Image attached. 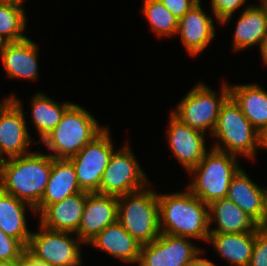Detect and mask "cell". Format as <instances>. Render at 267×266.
<instances>
[{
	"instance_id": "cell-1",
	"label": "cell",
	"mask_w": 267,
	"mask_h": 266,
	"mask_svg": "<svg viewBox=\"0 0 267 266\" xmlns=\"http://www.w3.org/2000/svg\"><path fill=\"white\" fill-rule=\"evenodd\" d=\"M185 189L183 192L158 194L160 231L207 242L210 234L209 205Z\"/></svg>"
},
{
	"instance_id": "cell-2",
	"label": "cell",
	"mask_w": 267,
	"mask_h": 266,
	"mask_svg": "<svg viewBox=\"0 0 267 266\" xmlns=\"http://www.w3.org/2000/svg\"><path fill=\"white\" fill-rule=\"evenodd\" d=\"M53 157L39 151L4 160L0 189L31 205H39L51 173Z\"/></svg>"
},
{
	"instance_id": "cell-3",
	"label": "cell",
	"mask_w": 267,
	"mask_h": 266,
	"mask_svg": "<svg viewBox=\"0 0 267 266\" xmlns=\"http://www.w3.org/2000/svg\"><path fill=\"white\" fill-rule=\"evenodd\" d=\"M212 138L215 150L255 159L258 148L265 150V138L245 117L239 105L229 96L221 106ZM223 145V146H222Z\"/></svg>"
},
{
	"instance_id": "cell-4",
	"label": "cell",
	"mask_w": 267,
	"mask_h": 266,
	"mask_svg": "<svg viewBox=\"0 0 267 266\" xmlns=\"http://www.w3.org/2000/svg\"><path fill=\"white\" fill-rule=\"evenodd\" d=\"M98 122L88 110L73 103L41 143L51 151V157L69 159L106 128Z\"/></svg>"
},
{
	"instance_id": "cell-5",
	"label": "cell",
	"mask_w": 267,
	"mask_h": 266,
	"mask_svg": "<svg viewBox=\"0 0 267 266\" xmlns=\"http://www.w3.org/2000/svg\"><path fill=\"white\" fill-rule=\"evenodd\" d=\"M237 158L236 155L210 148L188 172L192 180L186 188L207 205L226 198L231 179L242 167Z\"/></svg>"
},
{
	"instance_id": "cell-6",
	"label": "cell",
	"mask_w": 267,
	"mask_h": 266,
	"mask_svg": "<svg viewBox=\"0 0 267 266\" xmlns=\"http://www.w3.org/2000/svg\"><path fill=\"white\" fill-rule=\"evenodd\" d=\"M118 222L141 245L152 243L161 234L158 193L146 186L119 196Z\"/></svg>"
},
{
	"instance_id": "cell-7",
	"label": "cell",
	"mask_w": 267,
	"mask_h": 266,
	"mask_svg": "<svg viewBox=\"0 0 267 266\" xmlns=\"http://www.w3.org/2000/svg\"><path fill=\"white\" fill-rule=\"evenodd\" d=\"M230 96L229 83L222 81L220 92L199 82L188 91L171 112L184 124L204 133L213 134L218 122L221 106Z\"/></svg>"
},
{
	"instance_id": "cell-8",
	"label": "cell",
	"mask_w": 267,
	"mask_h": 266,
	"mask_svg": "<svg viewBox=\"0 0 267 266\" xmlns=\"http://www.w3.org/2000/svg\"><path fill=\"white\" fill-rule=\"evenodd\" d=\"M39 231L29 239L26 250L35 258L50 266H82L81 244L84 243L75 233L51 230L40 223ZM73 235V237H72Z\"/></svg>"
},
{
	"instance_id": "cell-9",
	"label": "cell",
	"mask_w": 267,
	"mask_h": 266,
	"mask_svg": "<svg viewBox=\"0 0 267 266\" xmlns=\"http://www.w3.org/2000/svg\"><path fill=\"white\" fill-rule=\"evenodd\" d=\"M127 144L113 152L101 178L100 194L119 197L150 185L136 155Z\"/></svg>"
},
{
	"instance_id": "cell-10",
	"label": "cell",
	"mask_w": 267,
	"mask_h": 266,
	"mask_svg": "<svg viewBox=\"0 0 267 266\" xmlns=\"http://www.w3.org/2000/svg\"><path fill=\"white\" fill-rule=\"evenodd\" d=\"M110 129L106 128L87 143L75 156L69 158L73 163L77 180L82 191L99 193V186L115 148Z\"/></svg>"
},
{
	"instance_id": "cell-11",
	"label": "cell",
	"mask_w": 267,
	"mask_h": 266,
	"mask_svg": "<svg viewBox=\"0 0 267 266\" xmlns=\"http://www.w3.org/2000/svg\"><path fill=\"white\" fill-rule=\"evenodd\" d=\"M23 104L13 93L0 101V155L4 159L32 152L29 147L33 138L28 132Z\"/></svg>"
},
{
	"instance_id": "cell-12",
	"label": "cell",
	"mask_w": 267,
	"mask_h": 266,
	"mask_svg": "<svg viewBox=\"0 0 267 266\" xmlns=\"http://www.w3.org/2000/svg\"><path fill=\"white\" fill-rule=\"evenodd\" d=\"M189 239L161 233L152 243L141 246L138 266H186L202 250Z\"/></svg>"
},
{
	"instance_id": "cell-13",
	"label": "cell",
	"mask_w": 267,
	"mask_h": 266,
	"mask_svg": "<svg viewBox=\"0 0 267 266\" xmlns=\"http://www.w3.org/2000/svg\"><path fill=\"white\" fill-rule=\"evenodd\" d=\"M167 141L173 156L186 172L195 167L208 152L204 132L191 128L170 113Z\"/></svg>"
},
{
	"instance_id": "cell-14",
	"label": "cell",
	"mask_w": 267,
	"mask_h": 266,
	"mask_svg": "<svg viewBox=\"0 0 267 266\" xmlns=\"http://www.w3.org/2000/svg\"><path fill=\"white\" fill-rule=\"evenodd\" d=\"M118 221V197L89 193L76 236L87 246L104 228Z\"/></svg>"
},
{
	"instance_id": "cell-15",
	"label": "cell",
	"mask_w": 267,
	"mask_h": 266,
	"mask_svg": "<svg viewBox=\"0 0 267 266\" xmlns=\"http://www.w3.org/2000/svg\"><path fill=\"white\" fill-rule=\"evenodd\" d=\"M215 31L213 18L203 10L199 1L179 19L176 36H180L187 53L195 57L215 38Z\"/></svg>"
},
{
	"instance_id": "cell-16",
	"label": "cell",
	"mask_w": 267,
	"mask_h": 266,
	"mask_svg": "<svg viewBox=\"0 0 267 266\" xmlns=\"http://www.w3.org/2000/svg\"><path fill=\"white\" fill-rule=\"evenodd\" d=\"M38 45L30 38L19 42L4 43L0 51V59L11 79H38Z\"/></svg>"
},
{
	"instance_id": "cell-17",
	"label": "cell",
	"mask_w": 267,
	"mask_h": 266,
	"mask_svg": "<svg viewBox=\"0 0 267 266\" xmlns=\"http://www.w3.org/2000/svg\"><path fill=\"white\" fill-rule=\"evenodd\" d=\"M83 192L79 186L76 171L69 159L53 158L51 173L39 205L35 208L40 215L49 205Z\"/></svg>"
},
{
	"instance_id": "cell-18",
	"label": "cell",
	"mask_w": 267,
	"mask_h": 266,
	"mask_svg": "<svg viewBox=\"0 0 267 266\" xmlns=\"http://www.w3.org/2000/svg\"><path fill=\"white\" fill-rule=\"evenodd\" d=\"M88 192H79L49 205L38 217L45 228L76 233L81 222Z\"/></svg>"
},
{
	"instance_id": "cell-19",
	"label": "cell",
	"mask_w": 267,
	"mask_h": 266,
	"mask_svg": "<svg viewBox=\"0 0 267 266\" xmlns=\"http://www.w3.org/2000/svg\"><path fill=\"white\" fill-rule=\"evenodd\" d=\"M87 245L128 264H138L142 246L118 221L104 228Z\"/></svg>"
},
{
	"instance_id": "cell-20",
	"label": "cell",
	"mask_w": 267,
	"mask_h": 266,
	"mask_svg": "<svg viewBox=\"0 0 267 266\" xmlns=\"http://www.w3.org/2000/svg\"><path fill=\"white\" fill-rule=\"evenodd\" d=\"M229 84L230 96L254 128L267 138V91L259 84Z\"/></svg>"
},
{
	"instance_id": "cell-21",
	"label": "cell",
	"mask_w": 267,
	"mask_h": 266,
	"mask_svg": "<svg viewBox=\"0 0 267 266\" xmlns=\"http://www.w3.org/2000/svg\"><path fill=\"white\" fill-rule=\"evenodd\" d=\"M217 224L212 228L211 224ZM210 233H246L256 232L258 223L235 205L227 197L216 200L209 205Z\"/></svg>"
},
{
	"instance_id": "cell-22",
	"label": "cell",
	"mask_w": 267,
	"mask_h": 266,
	"mask_svg": "<svg viewBox=\"0 0 267 266\" xmlns=\"http://www.w3.org/2000/svg\"><path fill=\"white\" fill-rule=\"evenodd\" d=\"M266 190L267 187L254 183L245 170L240 168L231 179L227 198L259 224L264 215Z\"/></svg>"
},
{
	"instance_id": "cell-23",
	"label": "cell",
	"mask_w": 267,
	"mask_h": 266,
	"mask_svg": "<svg viewBox=\"0 0 267 266\" xmlns=\"http://www.w3.org/2000/svg\"><path fill=\"white\" fill-rule=\"evenodd\" d=\"M250 5V6H249ZM247 5L241 12L233 31L232 46L240 51L258 45L267 37V19L260 4Z\"/></svg>"
},
{
	"instance_id": "cell-24",
	"label": "cell",
	"mask_w": 267,
	"mask_h": 266,
	"mask_svg": "<svg viewBox=\"0 0 267 266\" xmlns=\"http://www.w3.org/2000/svg\"><path fill=\"white\" fill-rule=\"evenodd\" d=\"M256 232L210 233L207 243L230 266H249L251 262Z\"/></svg>"
},
{
	"instance_id": "cell-25",
	"label": "cell",
	"mask_w": 267,
	"mask_h": 266,
	"mask_svg": "<svg viewBox=\"0 0 267 266\" xmlns=\"http://www.w3.org/2000/svg\"><path fill=\"white\" fill-rule=\"evenodd\" d=\"M27 208L36 215L31 205L0 189V228L6 235L18 239L25 247L32 234L25 218Z\"/></svg>"
},
{
	"instance_id": "cell-26",
	"label": "cell",
	"mask_w": 267,
	"mask_h": 266,
	"mask_svg": "<svg viewBox=\"0 0 267 266\" xmlns=\"http://www.w3.org/2000/svg\"><path fill=\"white\" fill-rule=\"evenodd\" d=\"M73 103L67 101L59 103L43 94V92H37L31 99V121L34 128H36L40 140H34V145L40 144V142L56 127L61 121V118L65 111Z\"/></svg>"
},
{
	"instance_id": "cell-27",
	"label": "cell",
	"mask_w": 267,
	"mask_h": 266,
	"mask_svg": "<svg viewBox=\"0 0 267 266\" xmlns=\"http://www.w3.org/2000/svg\"><path fill=\"white\" fill-rule=\"evenodd\" d=\"M23 2L0 0V39L4 43L19 42L28 38L26 12Z\"/></svg>"
},
{
	"instance_id": "cell-28",
	"label": "cell",
	"mask_w": 267,
	"mask_h": 266,
	"mask_svg": "<svg viewBox=\"0 0 267 266\" xmlns=\"http://www.w3.org/2000/svg\"><path fill=\"white\" fill-rule=\"evenodd\" d=\"M150 30L158 37H173L178 31L179 19L160 0H143L142 9Z\"/></svg>"
},
{
	"instance_id": "cell-29",
	"label": "cell",
	"mask_w": 267,
	"mask_h": 266,
	"mask_svg": "<svg viewBox=\"0 0 267 266\" xmlns=\"http://www.w3.org/2000/svg\"><path fill=\"white\" fill-rule=\"evenodd\" d=\"M26 247L16 238L6 235L0 228V261L4 265H11L19 260Z\"/></svg>"
},
{
	"instance_id": "cell-30",
	"label": "cell",
	"mask_w": 267,
	"mask_h": 266,
	"mask_svg": "<svg viewBox=\"0 0 267 266\" xmlns=\"http://www.w3.org/2000/svg\"><path fill=\"white\" fill-rule=\"evenodd\" d=\"M247 0H211L210 8L212 17H215L217 24L227 25L231 21L233 14L240 7L245 6Z\"/></svg>"
},
{
	"instance_id": "cell-31",
	"label": "cell",
	"mask_w": 267,
	"mask_h": 266,
	"mask_svg": "<svg viewBox=\"0 0 267 266\" xmlns=\"http://www.w3.org/2000/svg\"><path fill=\"white\" fill-rule=\"evenodd\" d=\"M249 266H267V231L258 229Z\"/></svg>"
},
{
	"instance_id": "cell-32",
	"label": "cell",
	"mask_w": 267,
	"mask_h": 266,
	"mask_svg": "<svg viewBox=\"0 0 267 266\" xmlns=\"http://www.w3.org/2000/svg\"><path fill=\"white\" fill-rule=\"evenodd\" d=\"M178 19H181L199 0H160Z\"/></svg>"
},
{
	"instance_id": "cell-33",
	"label": "cell",
	"mask_w": 267,
	"mask_h": 266,
	"mask_svg": "<svg viewBox=\"0 0 267 266\" xmlns=\"http://www.w3.org/2000/svg\"><path fill=\"white\" fill-rule=\"evenodd\" d=\"M204 249L200 250L187 264L186 266H217L214 262L205 257H201Z\"/></svg>"
},
{
	"instance_id": "cell-34",
	"label": "cell",
	"mask_w": 267,
	"mask_h": 266,
	"mask_svg": "<svg viewBox=\"0 0 267 266\" xmlns=\"http://www.w3.org/2000/svg\"><path fill=\"white\" fill-rule=\"evenodd\" d=\"M10 266H36V258L25 250L23 256Z\"/></svg>"
},
{
	"instance_id": "cell-35",
	"label": "cell",
	"mask_w": 267,
	"mask_h": 266,
	"mask_svg": "<svg viewBox=\"0 0 267 266\" xmlns=\"http://www.w3.org/2000/svg\"><path fill=\"white\" fill-rule=\"evenodd\" d=\"M258 49L260 51V57L262 56L261 58L264 65L267 66V37L262 41Z\"/></svg>"
},
{
	"instance_id": "cell-36",
	"label": "cell",
	"mask_w": 267,
	"mask_h": 266,
	"mask_svg": "<svg viewBox=\"0 0 267 266\" xmlns=\"http://www.w3.org/2000/svg\"><path fill=\"white\" fill-rule=\"evenodd\" d=\"M260 229L267 231V190L265 193L264 215L261 222L258 224Z\"/></svg>"
},
{
	"instance_id": "cell-37",
	"label": "cell",
	"mask_w": 267,
	"mask_h": 266,
	"mask_svg": "<svg viewBox=\"0 0 267 266\" xmlns=\"http://www.w3.org/2000/svg\"><path fill=\"white\" fill-rule=\"evenodd\" d=\"M36 266H50V265L36 258Z\"/></svg>"
},
{
	"instance_id": "cell-38",
	"label": "cell",
	"mask_w": 267,
	"mask_h": 266,
	"mask_svg": "<svg viewBox=\"0 0 267 266\" xmlns=\"http://www.w3.org/2000/svg\"><path fill=\"white\" fill-rule=\"evenodd\" d=\"M260 5L263 7V10H264V12H265L266 19H267V0L261 2Z\"/></svg>"
},
{
	"instance_id": "cell-39",
	"label": "cell",
	"mask_w": 267,
	"mask_h": 266,
	"mask_svg": "<svg viewBox=\"0 0 267 266\" xmlns=\"http://www.w3.org/2000/svg\"><path fill=\"white\" fill-rule=\"evenodd\" d=\"M4 158L0 155V178L2 175V169H3V164H4Z\"/></svg>"
},
{
	"instance_id": "cell-40",
	"label": "cell",
	"mask_w": 267,
	"mask_h": 266,
	"mask_svg": "<svg viewBox=\"0 0 267 266\" xmlns=\"http://www.w3.org/2000/svg\"><path fill=\"white\" fill-rule=\"evenodd\" d=\"M3 44H4V42L0 39V51L2 49Z\"/></svg>"
},
{
	"instance_id": "cell-41",
	"label": "cell",
	"mask_w": 267,
	"mask_h": 266,
	"mask_svg": "<svg viewBox=\"0 0 267 266\" xmlns=\"http://www.w3.org/2000/svg\"><path fill=\"white\" fill-rule=\"evenodd\" d=\"M8 1H20V2L25 3L26 0H8Z\"/></svg>"
},
{
	"instance_id": "cell-42",
	"label": "cell",
	"mask_w": 267,
	"mask_h": 266,
	"mask_svg": "<svg viewBox=\"0 0 267 266\" xmlns=\"http://www.w3.org/2000/svg\"><path fill=\"white\" fill-rule=\"evenodd\" d=\"M265 149L267 150V138L265 139Z\"/></svg>"
}]
</instances>
